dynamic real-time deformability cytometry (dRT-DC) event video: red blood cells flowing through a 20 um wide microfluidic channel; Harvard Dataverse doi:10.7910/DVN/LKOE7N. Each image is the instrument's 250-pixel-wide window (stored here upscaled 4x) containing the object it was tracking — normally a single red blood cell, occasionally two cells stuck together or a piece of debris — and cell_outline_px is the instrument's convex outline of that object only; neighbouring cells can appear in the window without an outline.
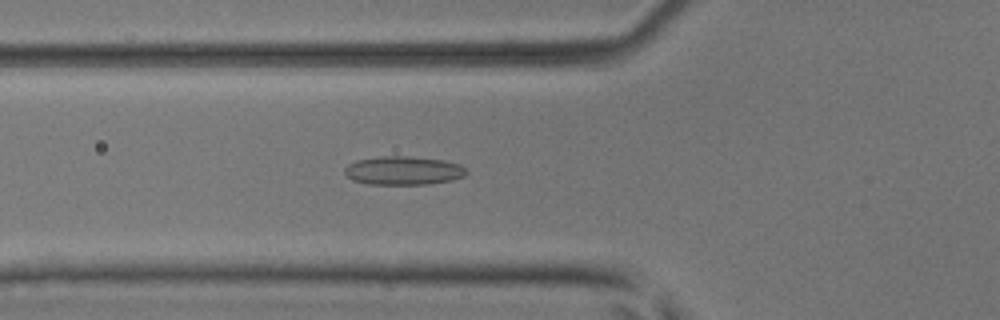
{"species": "common noctule bat (a hibernating species)", "species_latin": "Nyctalus noctula", "temperature_condition": "room temperature", "stored_images_in_passage": 50, "camera_frame_rate_fps": 3000, "um_per_image_px": 0.085, "animal": {"sex": "male", "body_mass_g": 17.9, "forearm_length_mm": 54.2}, "frame": {"image": 1, "passage_image": 18, "time_ms": 5.667, "image_size_px": [1000, 320], "cell_outline_px": [[468, 172], [464, 176], [452, 180], [428, 184], [368, 184], [352, 180], [344, 172], [344, 168], [348, 164], [356, 160], [380, 156], [408, 156], [444, 160], [460, 164]], "centroid_in_image_um": [34.28, 14.49], "position_along_channel_um": 91.5, "area_um2": 20.35}}
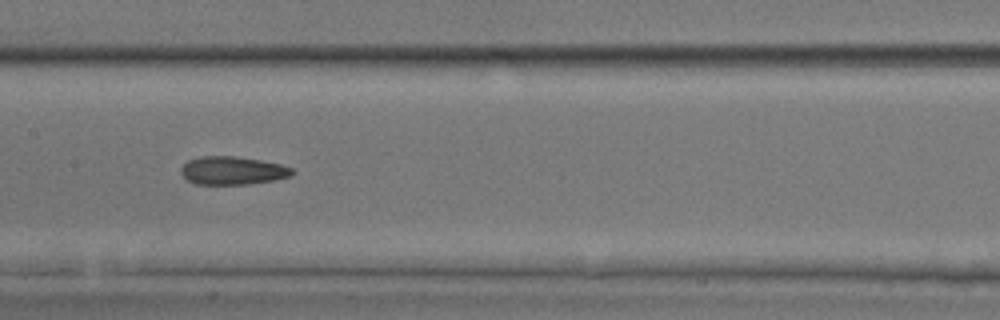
{"frame": {"image": 2, "passage_image": 25, "time_ms": 8.0, "image_size_px": [1000, 320], "cell_outline_px": [[296, 172], [292, 176], [276, 180], [248, 184], [196, 184], [188, 180], [180, 172], [180, 168], [188, 160], [200, 156], [236, 156], [260, 160], [280, 164], [292, 168]], "centroid_in_image_um": [19.79, 14.5], "position_along_channel_um": 187.6, "area_um2": 18.38}}
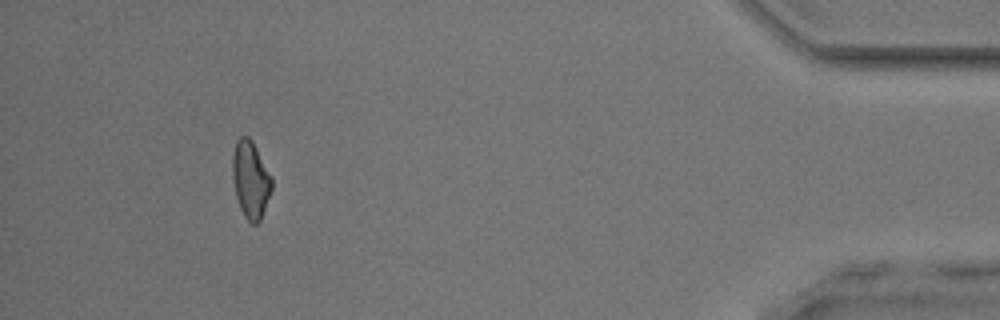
{"frame": {"image": 3, "passage_image": 46, "time_ms": 15.0, "image_size_px": [1000, 320], "cell_outline_px": [[272, 188], [260, 220], [256, 224], [252, 224], [244, 216], [240, 208], [236, 196], [232, 176], [232, 156], [236, 140], [240, 136], [248, 136], [252, 140], [272, 176]], "centroid_in_image_um": [21.29, 15.24], "position_along_channel_um": 413.9, "area_um2": 17.69}, "authors_computed_cell_mechanics": {"area_um2": 18.3515, "velocity_mm_per_s": 4.1144, "shape_relaxation_time_tau1_ms": null, "shape_relaxation_time_tau2_ms": 3.1404, "deformation_change_tau1": null, "deformation_change_tau2": 0.1277}}